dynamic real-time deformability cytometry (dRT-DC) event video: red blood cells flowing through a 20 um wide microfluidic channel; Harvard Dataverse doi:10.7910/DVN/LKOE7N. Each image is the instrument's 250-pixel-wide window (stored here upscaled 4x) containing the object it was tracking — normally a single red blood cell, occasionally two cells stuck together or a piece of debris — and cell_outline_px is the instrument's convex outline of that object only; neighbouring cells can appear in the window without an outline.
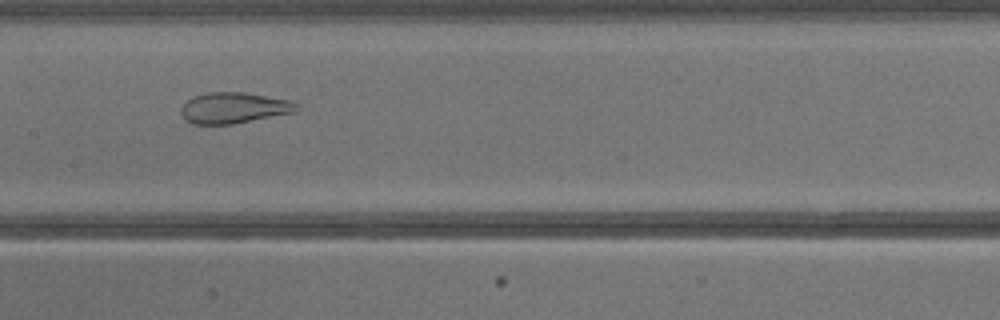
{"species": "common noctule bat (a hibernating species)", "species_latin": "Nyctalus noctula", "temperature_condition": "warm", "stored_images_in_passage": 36, "camera_frame_rate_fps": 3000, "um_per_image_px": 0.085, "animal": {"sex": "male", "body_mass_g": 13.3}, "frame": {"image": 1, "passage_image": 16, "time_ms": 5.0, "image_size_px": [1000, 320], "cell_outline_px": [[300, 108], [296, 112], [232, 124], [192, 124], [184, 120], [180, 112], [180, 108], [192, 96], [208, 92], [244, 92], [288, 100], [296, 104]], "centroid_in_image_um": [19.84, 9.17], "position_along_channel_um": 187.6, "area_um2": 20.87}}
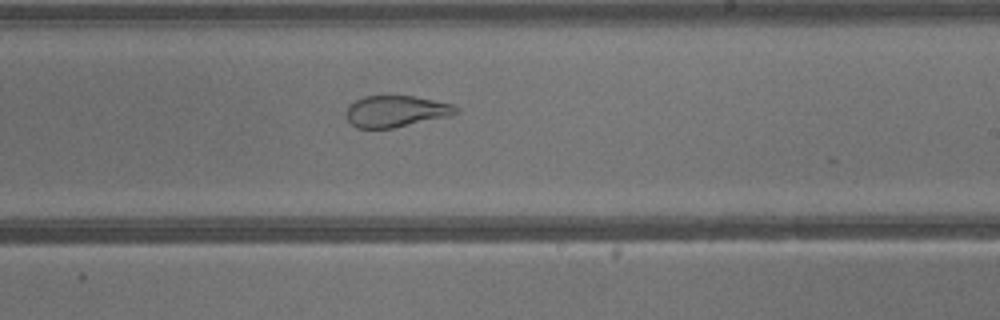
{"frame": {"image": 2, "passage_image": 20, "time_ms": 6.333, "image_size_px": [1000, 320], "cell_outline_px": [[460, 112], [448, 116], [392, 128], [356, 128], [348, 120], [344, 112], [348, 104], [364, 96], [416, 96], [452, 104]], "centroid_in_image_um": [33.6, 9.45], "position_along_channel_um": 255.4, "area_um2": 20.06}}
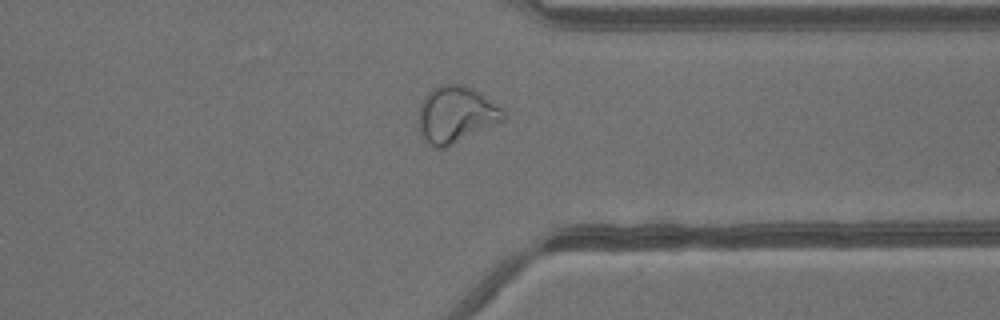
{"frame": {"image": 3, "passage_image": 27, "time_ms": 8.667, "image_size_px": [1000, 320], "cell_outline_px": [[504, 120], [444, 148], [432, 148], [424, 140], [420, 132], [420, 104], [424, 96], [432, 88], [440, 84], [464, 84], [472, 88], [504, 108]], "centroid_in_image_um": [38.75, 9.72], "position_along_channel_um": 372.7, "area_um2": 27.8}}